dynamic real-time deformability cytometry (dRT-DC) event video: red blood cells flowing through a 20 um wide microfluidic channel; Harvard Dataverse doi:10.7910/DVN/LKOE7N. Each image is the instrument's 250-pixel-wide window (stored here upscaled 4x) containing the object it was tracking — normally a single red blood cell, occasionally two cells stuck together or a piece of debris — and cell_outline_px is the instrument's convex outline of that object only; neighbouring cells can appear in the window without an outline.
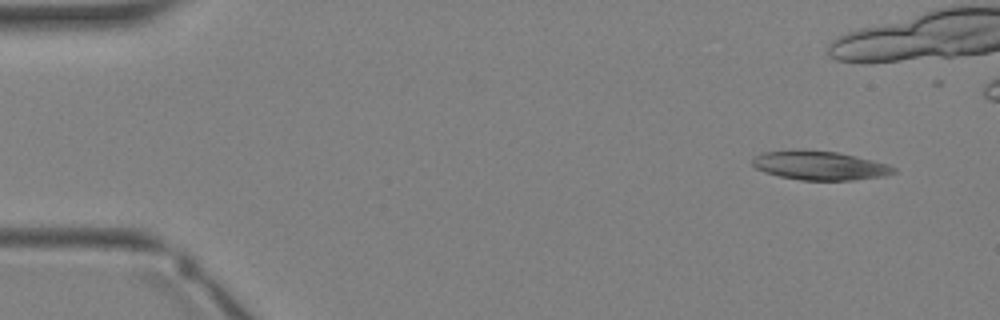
{"species": "Egyptian fruit bat (a non-hibernating species)", "species_latin": "Rousettus aegyptiacus", "temperature_condition": "warm", "stored_images_in_passage": 3, "camera_frame_rate_fps": 3000, "um_per_image_px": 0.085, "animal": {"sex": "female"}, "frame": {"image": 1, "passage_image": 1, "time_ms": 0.0, "image_size_px": [1000, 320], "cell_outline_px": [[896, 172], [884, 176], [856, 180], [800, 180], [780, 176], [764, 172], [756, 168], [752, 164], [752, 156], [764, 152], [792, 148], [804, 148], [836, 152], [856, 156], [888, 164], [896, 168]], "centroid_in_image_um": [69.63, 14.04], "position_along_channel_um": 15.4, "area_um2": 24.33}}